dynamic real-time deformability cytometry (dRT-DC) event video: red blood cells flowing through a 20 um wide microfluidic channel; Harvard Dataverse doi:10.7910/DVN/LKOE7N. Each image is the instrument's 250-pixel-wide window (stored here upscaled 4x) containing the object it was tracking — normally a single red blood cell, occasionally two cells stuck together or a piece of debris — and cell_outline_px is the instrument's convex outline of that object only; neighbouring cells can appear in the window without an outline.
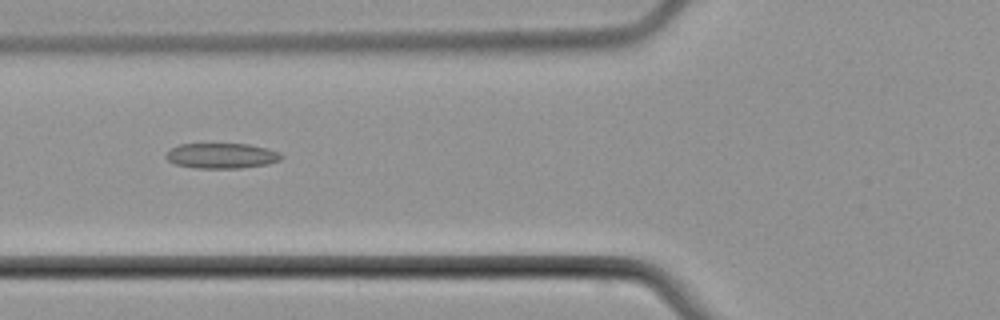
{"species": "common noctule bat (a hibernating species)", "species_latin": "Nyctalus noctula", "temperature_condition": "cold", "stored_images_in_passage": 8, "camera_frame_rate_fps": 3000, "um_per_image_px": 0.085, "animal": {"sex": "male", "body_mass_g": 21.5, "forearm_length_mm": 52.0}, "frame": {"image": 1, "passage_image": 4, "time_ms": 4.667, "image_size_px": [1000, 320], "cell_outline_px": [[284, 156], [280, 160], [268, 164], [240, 168], [196, 168], [176, 164], [168, 160], [164, 156], [172, 148], [180, 144], [248, 144], [268, 148], [280, 152]], "centroid_in_image_um": [18.88, 13.24], "position_along_channel_um": 106.9, "area_um2": 16.99}}
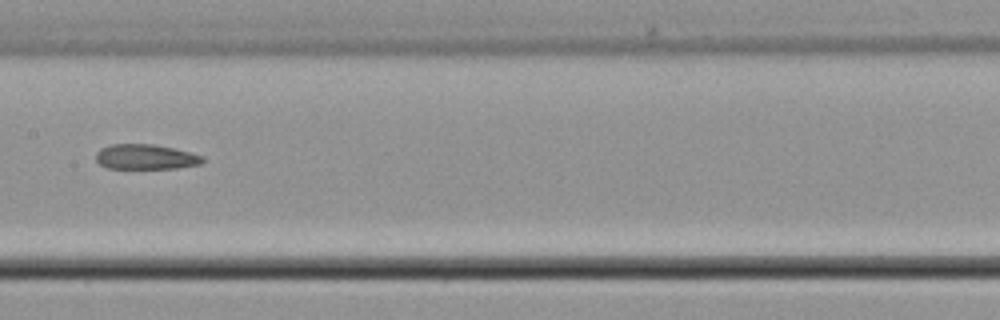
{"frame": {"image": 2, "passage_image": 6, "time_ms": 7.0, "image_size_px": [1000, 320], "cell_outline_px": [[204, 160], [200, 164], [176, 168], [108, 168], [100, 164], [96, 160], [96, 152], [100, 148], [112, 144], [152, 144], [172, 148], [204, 156]], "centroid_in_image_um": [12.36, 13.33], "position_along_channel_um": 195.0, "area_um2": 15.43}}
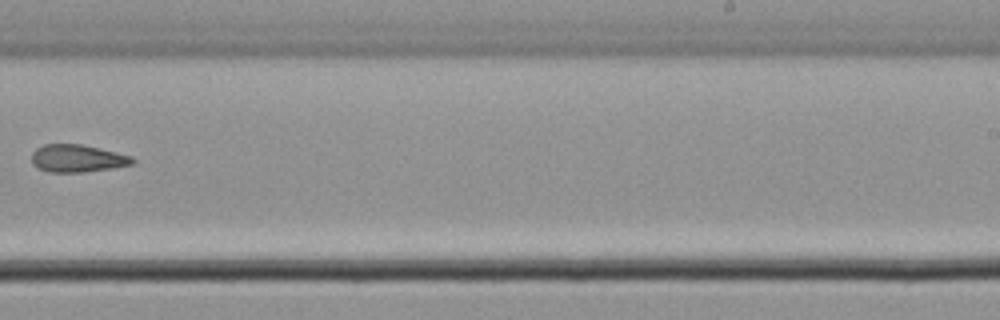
{"frame": {"image": 3, "passage_image": 8, "time_ms": 9.333, "image_size_px": [1000, 320], "cell_outline_px": [[136, 160], [132, 164], [112, 168], [84, 172], [48, 172], [32, 164], [32, 152], [36, 148], [44, 144], [80, 144], [100, 148], [132, 156]], "centroid_in_image_um": [6.58, 13.46], "position_along_channel_um": 282.4, "area_um2": 16.18}}